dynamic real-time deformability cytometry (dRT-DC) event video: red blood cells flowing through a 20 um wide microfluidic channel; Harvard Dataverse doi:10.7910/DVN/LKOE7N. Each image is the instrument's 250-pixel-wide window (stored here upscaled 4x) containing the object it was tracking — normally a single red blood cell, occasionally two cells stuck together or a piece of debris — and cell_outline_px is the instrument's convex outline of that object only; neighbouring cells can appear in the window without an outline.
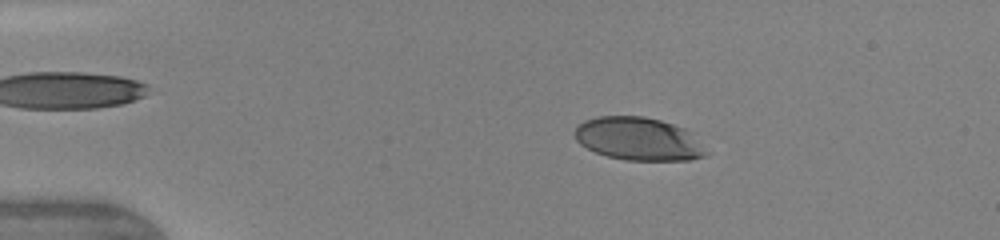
{"species": "human", "species_latin": "Homo sapiens", "temperature_condition": "warm", "stored_images_in_passage": 13, "camera_frame_rate_fps": 3000, "um_per_image_px": 0.085, "donor": {"sex": "female"}, "frame": {"image": 1, "passage_image": 5, "time_ms": 1.333, "image_size_px": [1000, 240], "cell_outline_px": [[708, 152], [704, 156], [692, 160], [624, 160], [608, 156], [596, 152], [580, 144], [576, 140], [576, 124], [584, 120], [596, 116], [644, 116], [660, 120], [684, 128], [692, 132]], "centroid_in_image_um": [54.27, 11.8], "position_along_channel_um": 30.7, "area_um2": 33.0}}